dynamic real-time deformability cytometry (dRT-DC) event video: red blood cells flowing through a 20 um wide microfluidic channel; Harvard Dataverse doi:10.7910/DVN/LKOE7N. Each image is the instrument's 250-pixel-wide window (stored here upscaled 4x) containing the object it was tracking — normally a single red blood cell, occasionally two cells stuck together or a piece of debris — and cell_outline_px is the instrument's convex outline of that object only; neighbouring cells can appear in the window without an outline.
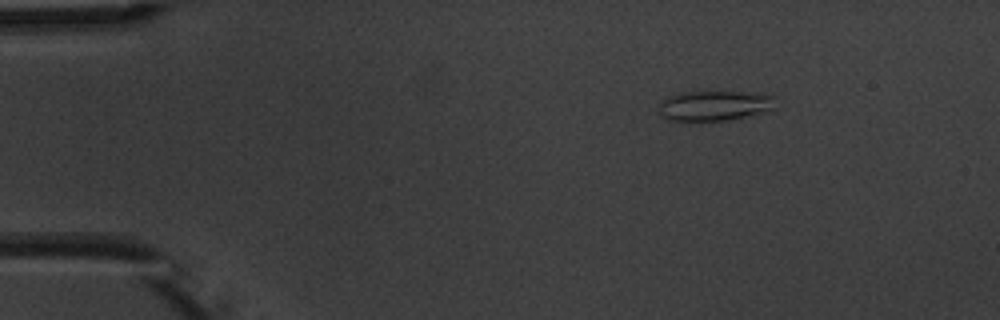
{"species": "common noctule bat (a hibernating species)", "species_latin": "Nyctalus noctula", "temperature_condition": "warm", "stored_images_in_passage": 5, "camera_frame_rate_fps": 3000, "um_per_image_px": 0.085, "animal": {"sex": "male", "body_mass_g": 20.1, "forearm_length_mm": 53.5}, "frame": {"image": 1, "passage_image": 3, "time_ms": 2.333, "image_size_px": [1000, 320], "cell_outline_px": [[776, 108], [772, 112], [756, 116], [728, 120], [668, 120], [660, 116], [660, 104], [668, 96], [684, 92], [720, 88], [772, 96]], "centroid_in_image_um": [60.82, 8.95], "position_along_channel_um": 24.2, "area_um2": 21.5}}